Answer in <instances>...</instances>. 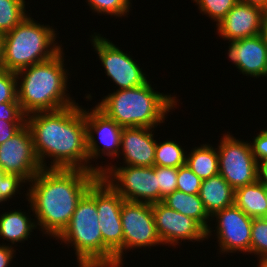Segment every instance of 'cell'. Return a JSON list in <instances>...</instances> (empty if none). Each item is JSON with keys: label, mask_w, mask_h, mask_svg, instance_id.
Returning <instances> with one entry per match:
<instances>
[{"label": "cell", "mask_w": 267, "mask_h": 267, "mask_svg": "<svg viewBox=\"0 0 267 267\" xmlns=\"http://www.w3.org/2000/svg\"><path fill=\"white\" fill-rule=\"evenodd\" d=\"M26 124L43 168L89 171L85 108L78 102L57 111L28 114ZM46 160H51L48 165Z\"/></svg>", "instance_id": "1"}, {"label": "cell", "mask_w": 267, "mask_h": 267, "mask_svg": "<svg viewBox=\"0 0 267 267\" xmlns=\"http://www.w3.org/2000/svg\"><path fill=\"white\" fill-rule=\"evenodd\" d=\"M99 176L82 169L43 168L37 173L27 184L25 199L43 236L56 239L63 232L79 200Z\"/></svg>", "instance_id": "2"}, {"label": "cell", "mask_w": 267, "mask_h": 267, "mask_svg": "<svg viewBox=\"0 0 267 267\" xmlns=\"http://www.w3.org/2000/svg\"><path fill=\"white\" fill-rule=\"evenodd\" d=\"M62 49L51 59L16 72L18 102L25 115L57 111L76 104L67 89L69 71Z\"/></svg>", "instance_id": "3"}, {"label": "cell", "mask_w": 267, "mask_h": 267, "mask_svg": "<svg viewBox=\"0 0 267 267\" xmlns=\"http://www.w3.org/2000/svg\"><path fill=\"white\" fill-rule=\"evenodd\" d=\"M150 80L135 88L114 90L95 106L122 128H160L168 113L180 105L176 95L158 92Z\"/></svg>", "instance_id": "4"}, {"label": "cell", "mask_w": 267, "mask_h": 267, "mask_svg": "<svg viewBox=\"0 0 267 267\" xmlns=\"http://www.w3.org/2000/svg\"><path fill=\"white\" fill-rule=\"evenodd\" d=\"M53 26L38 23L29 13L13 30L3 35V69H21L47 61L64 47Z\"/></svg>", "instance_id": "5"}, {"label": "cell", "mask_w": 267, "mask_h": 267, "mask_svg": "<svg viewBox=\"0 0 267 267\" xmlns=\"http://www.w3.org/2000/svg\"><path fill=\"white\" fill-rule=\"evenodd\" d=\"M71 246L78 267H103V237L96 207V180L79 200L63 232L54 239ZM60 240V241H59ZM64 243V244H63Z\"/></svg>", "instance_id": "6"}, {"label": "cell", "mask_w": 267, "mask_h": 267, "mask_svg": "<svg viewBox=\"0 0 267 267\" xmlns=\"http://www.w3.org/2000/svg\"><path fill=\"white\" fill-rule=\"evenodd\" d=\"M125 200L102 177L96 179V207L103 237V267H123L121 209Z\"/></svg>", "instance_id": "7"}, {"label": "cell", "mask_w": 267, "mask_h": 267, "mask_svg": "<svg viewBox=\"0 0 267 267\" xmlns=\"http://www.w3.org/2000/svg\"><path fill=\"white\" fill-rule=\"evenodd\" d=\"M104 165V166H102ZM100 165V177L125 201L154 204L159 202V185L152 167Z\"/></svg>", "instance_id": "8"}, {"label": "cell", "mask_w": 267, "mask_h": 267, "mask_svg": "<svg viewBox=\"0 0 267 267\" xmlns=\"http://www.w3.org/2000/svg\"><path fill=\"white\" fill-rule=\"evenodd\" d=\"M217 145L219 174L236 190L257 181V161L249 141L237 139L229 131Z\"/></svg>", "instance_id": "9"}, {"label": "cell", "mask_w": 267, "mask_h": 267, "mask_svg": "<svg viewBox=\"0 0 267 267\" xmlns=\"http://www.w3.org/2000/svg\"><path fill=\"white\" fill-rule=\"evenodd\" d=\"M91 45L104 67L107 78L118 87L117 90L131 89L145 84L149 79L140 64L129 54L123 52L109 38L94 32L90 35Z\"/></svg>", "instance_id": "10"}, {"label": "cell", "mask_w": 267, "mask_h": 267, "mask_svg": "<svg viewBox=\"0 0 267 267\" xmlns=\"http://www.w3.org/2000/svg\"><path fill=\"white\" fill-rule=\"evenodd\" d=\"M213 220H216L215 230L211 227L206 230V240H209L214 231L219 254H250L252 217L233 204L211 216V221L214 222Z\"/></svg>", "instance_id": "11"}, {"label": "cell", "mask_w": 267, "mask_h": 267, "mask_svg": "<svg viewBox=\"0 0 267 267\" xmlns=\"http://www.w3.org/2000/svg\"><path fill=\"white\" fill-rule=\"evenodd\" d=\"M85 122L89 171L100 175V166L96 160L103 158V155L107 156V159L111 157V160L118 158L123 128L114 120L109 119L96 106L88 110L85 108ZM96 134L98 137L94 136ZM92 161L97 163H95L96 166L91 164Z\"/></svg>", "instance_id": "12"}, {"label": "cell", "mask_w": 267, "mask_h": 267, "mask_svg": "<svg viewBox=\"0 0 267 267\" xmlns=\"http://www.w3.org/2000/svg\"><path fill=\"white\" fill-rule=\"evenodd\" d=\"M123 259L128 251L163 246L154 223L152 204L124 201L121 209ZM128 250V251H127Z\"/></svg>", "instance_id": "13"}, {"label": "cell", "mask_w": 267, "mask_h": 267, "mask_svg": "<svg viewBox=\"0 0 267 267\" xmlns=\"http://www.w3.org/2000/svg\"><path fill=\"white\" fill-rule=\"evenodd\" d=\"M0 169L16 174L29 183L43 169L33 144L32 133L25 124L12 138L0 144Z\"/></svg>", "instance_id": "14"}, {"label": "cell", "mask_w": 267, "mask_h": 267, "mask_svg": "<svg viewBox=\"0 0 267 267\" xmlns=\"http://www.w3.org/2000/svg\"><path fill=\"white\" fill-rule=\"evenodd\" d=\"M154 223L163 245L173 248L184 243L205 242L206 230L193 218L185 216L162 202L152 204ZM181 243V244H180Z\"/></svg>", "instance_id": "15"}, {"label": "cell", "mask_w": 267, "mask_h": 267, "mask_svg": "<svg viewBox=\"0 0 267 267\" xmlns=\"http://www.w3.org/2000/svg\"><path fill=\"white\" fill-rule=\"evenodd\" d=\"M227 43L228 59L238 72L254 79L267 78V45L260 34Z\"/></svg>", "instance_id": "16"}, {"label": "cell", "mask_w": 267, "mask_h": 267, "mask_svg": "<svg viewBox=\"0 0 267 267\" xmlns=\"http://www.w3.org/2000/svg\"><path fill=\"white\" fill-rule=\"evenodd\" d=\"M264 10L238 2L215 27L216 34L224 41H235L261 34Z\"/></svg>", "instance_id": "17"}, {"label": "cell", "mask_w": 267, "mask_h": 267, "mask_svg": "<svg viewBox=\"0 0 267 267\" xmlns=\"http://www.w3.org/2000/svg\"><path fill=\"white\" fill-rule=\"evenodd\" d=\"M155 128H123L119 156L122 166L152 167L155 160ZM123 156V157H122Z\"/></svg>", "instance_id": "18"}, {"label": "cell", "mask_w": 267, "mask_h": 267, "mask_svg": "<svg viewBox=\"0 0 267 267\" xmlns=\"http://www.w3.org/2000/svg\"><path fill=\"white\" fill-rule=\"evenodd\" d=\"M200 199L211 217L216 212L234 204L235 189L217 174L201 182Z\"/></svg>", "instance_id": "19"}, {"label": "cell", "mask_w": 267, "mask_h": 267, "mask_svg": "<svg viewBox=\"0 0 267 267\" xmlns=\"http://www.w3.org/2000/svg\"><path fill=\"white\" fill-rule=\"evenodd\" d=\"M0 213V239L8 241V245L17 246L18 243L28 241L33 229H38L35 219L21 209ZM11 243V244H10ZM17 243V244H16ZM16 244V245H15Z\"/></svg>", "instance_id": "20"}, {"label": "cell", "mask_w": 267, "mask_h": 267, "mask_svg": "<svg viewBox=\"0 0 267 267\" xmlns=\"http://www.w3.org/2000/svg\"><path fill=\"white\" fill-rule=\"evenodd\" d=\"M162 203L168 208L196 220L205 230L211 226V217L208 215L199 194H186L175 190L163 198Z\"/></svg>", "instance_id": "21"}, {"label": "cell", "mask_w": 267, "mask_h": 267, "mask_svg": "<svg viewBox=\"0 0 267 267\" xmlns=\"http://www.w3.org/2000/svg\"><path fill=\"white\" fill-rule=\"evenodd\" d=\"M234 204L252 218H265L267 200L264 184L256 181L235 190Z\"/></svg>", "instance_id": "22"}, {"label": "cell", "mask_w": 267, "mask_h": 267, "mask_svg": "<svg viewBox=\"0 0 267 267\" xmlns=\"http://www.w3.org/2000/svg\"><path fill=\"white\" fill-rule=\"evenodd\" d=\"M215 147L203 143L187 152L186 166L202 180L219 174L218 152Z\"/></svg>", "instance_id": "23"}, {"label": "cell", "mask_w": 267, "mask_h": 267, "mask_svg": "<svg viewBox=\"0 0 267 267\" xmlns=\"http://www.w3.org/2000/svg\"><path fill=\"white\" fill-rule=\"evenodd\" d=\"M186 155L187 151L176 140H157L154 165L179 168L186 165Z\"/></svg>", "instance_id": "24"}, {"label": "cell", "mask_w": 267, "mask_h": 267, "mask_svg": "<svg viewBox=\"0 0 267 267\" xmlns=\"http://www.w3.org/2000/svg\"><path fill=\"white\" fill-rule=\"evenodd\" d=\"M25 0H0V34L13 30L28 14Z\"/></svg>", "instance_id": "25"}, {"label": "cell", "mask_w": 267, "mask_h": 267, "mask_svg": "<svg viewBox=\"0 0 267 267\" xmlns=\"http://www.w3.org/2000/svg\"><path fill=\"white\" fill-rule=\"evenodd\" d=\"M92 13L110 15L111 17H127L132 10V0H85Z\"/></svg>", "instance_id": "26"}, {"label": "cell", "mask_w": 267, "mask_h": 267, "mask_svg": "<svg viewBox=\"0 0 267 267\" xmlns=\"http://www.w3.org/2000/svg\"><path fill=\"white\" fill-rule=\"evenodd\" d=\"M193 2L198 5L202 15H206L217 25L239 0H193Z\"/></svg>", "instance_id": "27"}, {"label": "cell", "mask_w": 267, "mask_h": 267, "mask_svg": "<svg viewBox=\"0 0 267 267\" xmlns=\"http://www.w3.org/2000/svg\"><path fill=\"white\" fill-rule=\"evenodd\" d=\"M250 254L267 257V219L253 218L251 226Z\"/></svg>", "instance_id": "28"}, {"label": "cell", "mask_w": 267, "mask_h": 267, "mask_svg": "<svg viewBox=\"0 0 267 267\" xmlns=\"http://www.w3.org/2000/svg\"><path fill=\"white\" fill-rule=\"evenodd\" d=\"M25 184H28L22 177L16 174H6L0 169V204L12 200Z\"/></svg>", "instance_id": "29"}, {"label": "cell", "mask_w": 267, "mask_h": 267, "mask_svg": "<svg viewBox=\"0 0 267 267\" xmlns=\"http://www.w3.org/2000/svg\"><path fill=\"white\" fill-rule=\"evenodd\" d=\"M155 174L159 185V202L177 190L178 168L155 166Z\"/></svg>", "instance_id": "30"}, {"label": "cell", "mask_w": 267, "mask_h": 267, "mask_svg": "<svg viewBox=\"0 0 267 267\" xmlns=\"http://www.w3.org/2000/svg\"><path fill=\"white\" fill-rule=\"evenodd\" d=\"M18 102L17 76L15 72L0 69V103Z\"/></svg>", "instance_id": "31"}, {"label": "cell", "mask_w": 267, "mask_h": 267, "mask_svg": "<svg viewBox=\"0 0 267 267\" xmlns=\"http://www.w3.org/2000/svg\"><path fill=\"white\" fill-rule=\"evenodd\" d=\"M202 179L196 176L186 165L178 168L177 190L186 194H199Z\"/></svg>", "instance_id": "32"}, {"label": "cell", "mask_w": 267, "mask_h": 267, "mask_svg": "<svg viewBox=\"0 0 267 267\" xmlns=\"http://www.w3.org/2000/svg\"><path fill=\"white\" fill-rule=\"evenodd\" d=\"M0 120L26 122V115L22 112L19 102H4L0 103Z\"/></svg>", "instance_id": "33"}, {"label": "cell", "mask_w": 267, "mask_h": 267, "mask_svg": "<svg viewBox=\"0 0 267 267\" xmlns=\"http://www.w3.org/2000/svg\"><path fill=\"white\" fill-rule=\"evenodd\" d=\"M253 156L257 162L267 160V128L262 129L250 141Z\"/></svg>", "instance_id": "34"}, {"label": "cell", "mask_w": 267, "mask_h": 267, "mask_svg": "<svg viewBox=\"0 0 267 267\" xmlns=\"http://www.w3.org/2000/svg\"><path fill=\"white\" fill-rule=\"evenodd\" d=\"M26 122H8L0 120V144L12 138Z\"/></svg>", "instance_id": "35"}, {"label": "cell", "mask_w": 267, "mask_h": 267, "mask_svg": "<svg viewBox=\"0 0 267 267\" xmlns=\"http://www.w3.org/2000/svg\"><path fill=\"white\" fill-rule=\"evenodd\" d=\"M7 243L0 244V267H9L14 258H16V250Z\"/></svg>", "instance_id": "36"}, {"label": "cell", "mask_w": 267, "mask_h": 267, "mask_svg": "<svg viewBox=\"0 0 267 267\" xmlns=\"http://www.w3.org/2000/svg\"><path fill=\"white\" fill-rule=\"evenodd\" d=\"M257 181L267 185V160L257 162Z\"/></svg>", "instance_id": "37"}, {"label": "cell", "mask_w": 267, "mask_h": 267, "mask_svg": "<svg viewBox=\"0 0 267 267\" xmlns=\"http://www.w3.org/2000/svg\"><path fill=\"white\" fill-rule=\"evenodd\" d=\"M239 1L249 5L260 7L263 10H267V0H239Z\"/></svg>", "instance_id": "38"}, {"label": "cell", "mask_w": 267, "mask_h": 267, "mask_svg": "<svg viewBox=\"0 0 267 267\" xmlns=\"http://www.w3.org/2000/svg\"><path fill=\"white\" fill-rule=\"evenodd\" d=\"M262 38L264 39V42L267 45V10H264L263 18H262V28H261V34Z\"/></svg>", "instance_id": "39"}, {"label": "cell", "mask_w": 267, "mask_h": 267, "mask_svg": "<svg viewBox=\"0 0 267 267\" xmlns=\"http://www.w3.org/2000/svg\"><path fill=\"white\" fill-rule=\"evenodd\" d=\"M0 69H3V35L0 34Z\"/></svg>", "instance_id": "40"}, {"label": "cell", "mask_w": 267, "mask_h": 267, "mask_svg": "<svg viewBox=\"0 0 267 267\" xmlns=\"http://www.w3.org/2000/svg\"><path fill=\"white\" fill-rule=\"evenodd\" d=\"M258 264H256L258 267H267V257H260L257 258Z\"/></svg>", "instance_id": "41"}, {"label": "cell", "mask_w": 267, "mask_h": 267, "mask_svg": "<svg viewBox=\"0 0 267 267\" xmlns=\"http://www.w3.org/2000/svg\"><path fill=\"white\" fill-rule=\"evenodd\" d=\"M264 190H265V195H266V200H267V185H264ZM265 218L267 219V212Z\"/></svg>", "instance_id": "42"}]
</instances>
